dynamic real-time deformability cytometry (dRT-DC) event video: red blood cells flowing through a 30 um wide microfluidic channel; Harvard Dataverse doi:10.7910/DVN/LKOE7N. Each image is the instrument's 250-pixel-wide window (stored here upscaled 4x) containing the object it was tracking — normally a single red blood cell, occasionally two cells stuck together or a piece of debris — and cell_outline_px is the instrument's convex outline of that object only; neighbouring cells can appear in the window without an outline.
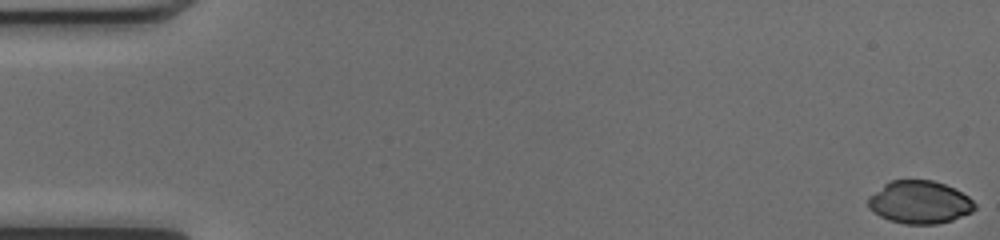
{"species": "common noctule bat (a hibernating species)", "species_latin": "Nyctalus noctula", "temperature_condition": "cold", "stored_images_in_passage": 17, "camera_frame_rate_fps": 3000, "um_per_image_px": 0.085, "animal": {"sex": "female", "body_mass_g": 17.0, "forearm_length_mm": 48.0}, "frame": {"image": 1, "passage_image": 1, "time_ms": 0.0, "image_size_px": [1000, 240], "cell_outline_px": [[976, 208], [972, 212], [952, 220], [936, 224], [904, 224], [888, 220], [880, 216], [868, 208], [868, 196], [888, 180], [932, 180], [944, 184], [968, 196], [976, 204]], "centroid_in_image_um": [78.13, 17.19], "position_along_channel_um": 6.9, "area_um2": 26.7}}